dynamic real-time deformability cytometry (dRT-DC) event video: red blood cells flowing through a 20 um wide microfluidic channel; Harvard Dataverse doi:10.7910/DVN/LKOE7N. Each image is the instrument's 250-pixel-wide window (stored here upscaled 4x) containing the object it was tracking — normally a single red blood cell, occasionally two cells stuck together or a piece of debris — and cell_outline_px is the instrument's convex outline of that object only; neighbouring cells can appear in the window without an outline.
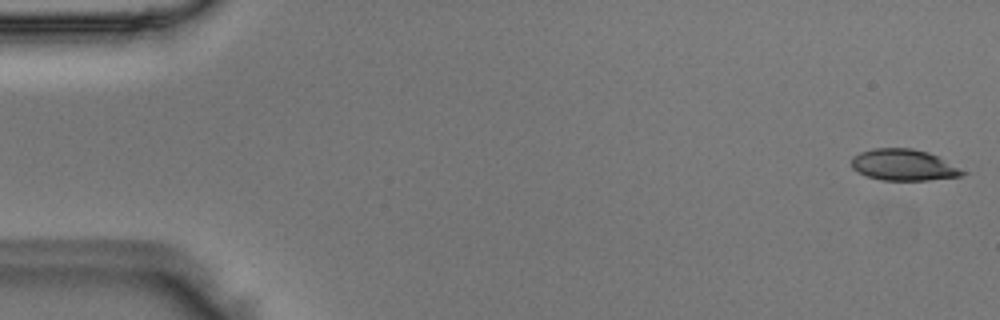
{"species": "Egyptian fruit bat (a non-hibernating species)", "species_latin": "Rousettus aegyptiacus", "temperature_condition": "room temperature", "stored_images_in_passage": 52, "camera_frame_rate_fps": 3000, "um_per_image_px": 0.085, "animal": {"sex": "male"}, "frame": {"image": 1, "passage_image": 1, "time_ms": 0.0, "image_size_px": [1000, 320], "cell_outline_px": [[968, 172], [960, 176], [928, 180], [880, 180], [868, 176], [852, 168], [852, 156], [860, 152], [872, 148], [912, 148], [928, 152]], "centroid_in_image_um": [76.79, 14.01], "position_along_channel_um": 8.2, "area_um2": 20.11}}
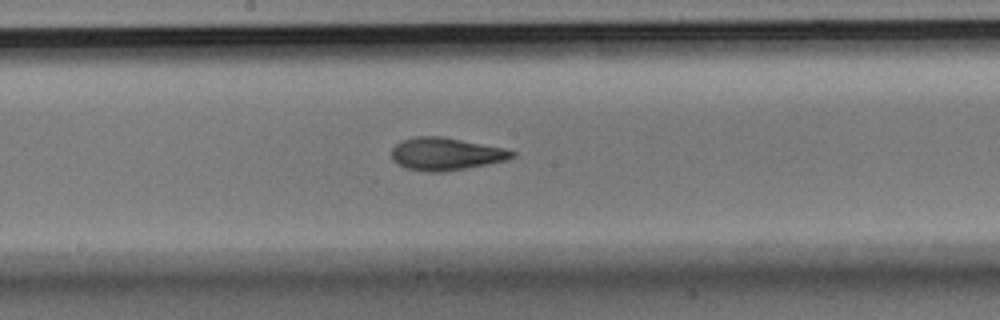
{"frame": {"image": 2, "passage_image": 27, "time_ms": 8.667, "image_size_px": [1000, 320], "cell_outline_px": [[516, 156], [508, 160], [488, 164], [444, 172], [428, 172], [408, 168], [392, 160], [392, 148], [400, 140], [416, 136], [444, 136], [504, 148], [516, 152]], "centroid_in_image_um": [37.92, 13.07], "position_along_channel_um": 210.3, "area_um2": 23.0}}
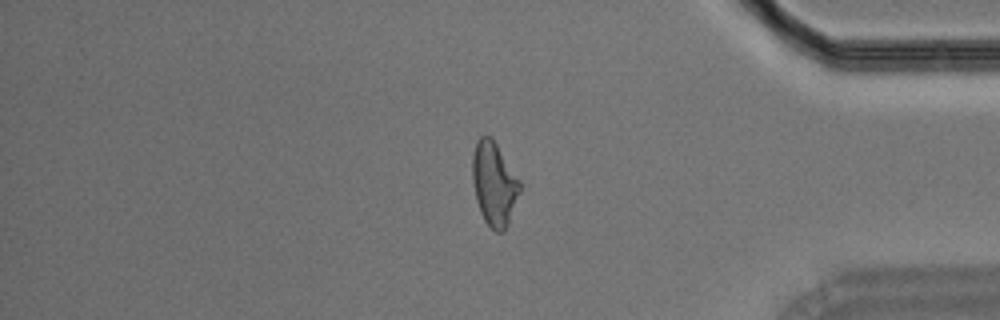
{"frame": {"image": 3, "passage_image": 43, "time_ms": 14.0, "image_size_px": [1000, 320], "cell_outline_px": [[520, 192], [508, 224], [504, 232], [496, 232], [484, 220], [480, 212], [476, 200], [472, 180], [472, 152], [476, 140], [480, 136], [492, 136], [520, 180]], "centroid_in_image_um": [41.99, 15.59], "position_along_channel_um": 393.2, "area_um2": 23.35}}